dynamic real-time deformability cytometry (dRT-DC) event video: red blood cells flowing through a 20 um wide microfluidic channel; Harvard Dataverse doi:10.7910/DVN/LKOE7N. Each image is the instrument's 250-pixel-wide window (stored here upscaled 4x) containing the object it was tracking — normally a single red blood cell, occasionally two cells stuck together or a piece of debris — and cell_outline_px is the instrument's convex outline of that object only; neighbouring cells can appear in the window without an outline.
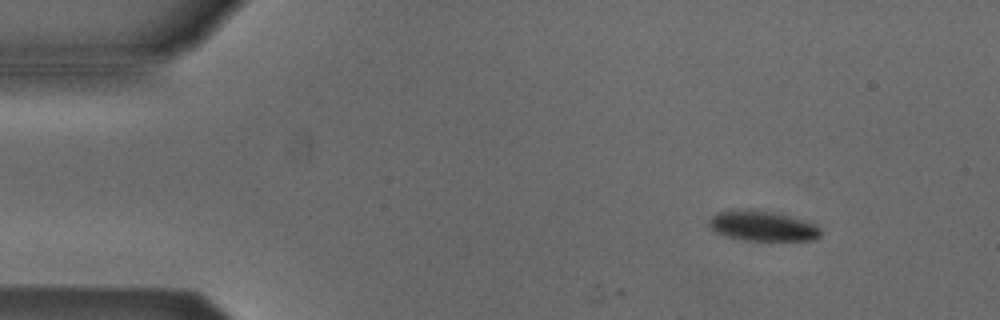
{"species": "Egyptian fruit bat (a non-hibernating species)", "species_latin": "Rousettus aegyptiacus", "temperature_condition": "cold", "stored_images_in_passage": 4, "camera_frame_rate_fps": 3000, "um_per_image_px": 0.085, "animal": {"sex": "male"}, "frame": {"image": 1, "passage_image": 1, "time_ms": 0.0, "image_size_px": [1000, 320], "cell_outline_px": [[820, 236], [816, 240], [744, 240], [724, 236], [716, 232], [708, 224], [708, 220], [716, 212], [748, 208], [752, 208], [788, 216], [816, 224], [820, 228]], "centroid_in_image_um": [64.78, 19.2], "position_along_channel_um": 20.2, "area_um2": 19.59}}
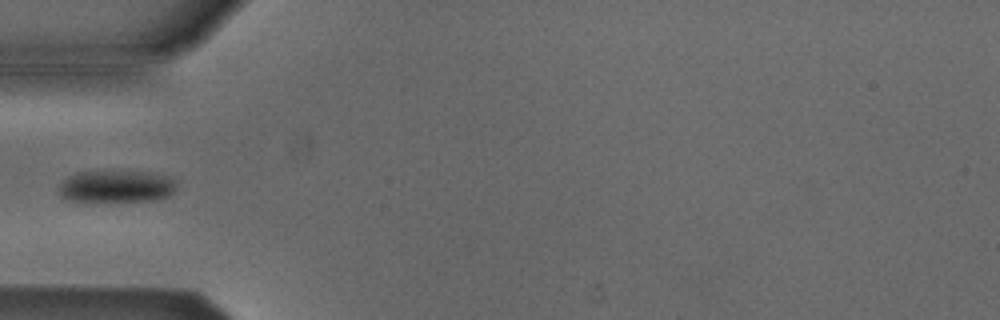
{"frame": {"image": 2, "passage_image": 4, "time_ms": 3.667, "image_size_px": [1000, 320], "cell_outline_px": [[176, 188], [168, 196], [156, 200], [84, 204], [64, 200], [60, 196], [60, 184], [68, 176], [76, 172], [156, 172], [172, 176], [176, 180]], "centroid_in_image_um": [9.87, 15.9], "position_along_channel_um": 75.1, "area_um2": 23.12}}